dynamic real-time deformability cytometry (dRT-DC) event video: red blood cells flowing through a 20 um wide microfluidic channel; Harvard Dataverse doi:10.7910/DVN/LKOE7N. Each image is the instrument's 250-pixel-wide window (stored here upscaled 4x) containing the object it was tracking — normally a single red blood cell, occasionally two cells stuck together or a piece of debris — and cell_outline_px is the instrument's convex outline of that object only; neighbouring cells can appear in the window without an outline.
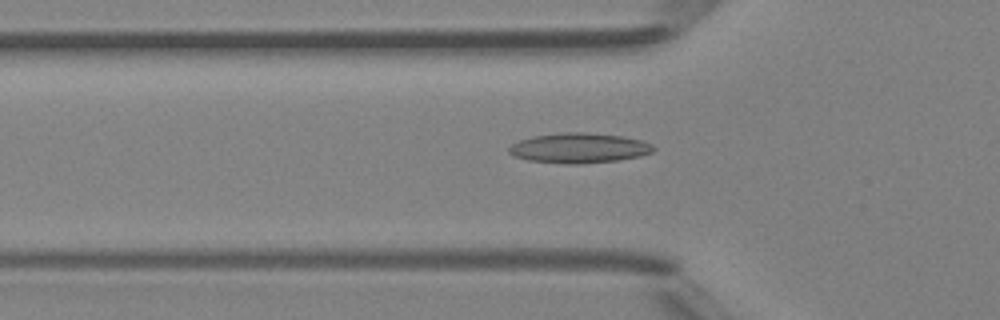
{"species": "Egyptian fruit bat (a non-hibernating species)", "species_latin": "Rousettus aegyptiacus", "temperature_condition": "room temperature", "stored_images_in_passage": 35, "camera_frame_rate_fps": 3000, "um_per_image_px": 0.085, "animal": {"sex": "female"}, "frame": {"image": 1, "passage_image": 8, "time_ms": 2.333, "image_size_px": [1000, 320], "cell_outline_px": [[656, 148], [652, 152], [640, 156], [616, 160], [580, 164], [568, 164], [528, 160], [512, 156], [508, 152], [508, 148], [512, 144], [520, 140], [532, 136], [564, 132], [584, 132], [620, 136], [640, 140], [652, 144]], "centroid_in_image_um": [49.19, 12.58], "position_along_channel_um": 76.6, "area_um2": 25.2}}
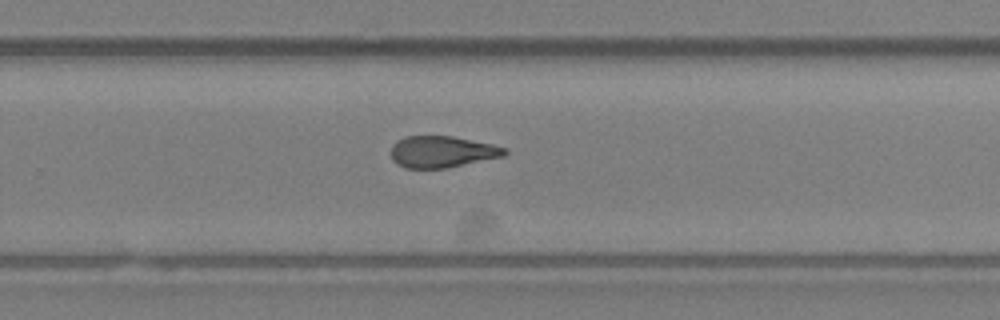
{"frame": {"image": 2, "passage_image": 23, "time_ms": 7.333, "image_size_px": [1000, 320], "cell_outline_px": [[508, 152], [504, 156], [448, 168], [404, 168], [396, 164], [392, 160], [392, 144], [396, 140], [404, 136], [452, 136], [492, 144], [508, 148]], "centroid_in_image_um": [37.57, 12.9], "position_along_channel_um": 292.2, "area_um2": 21.1}}
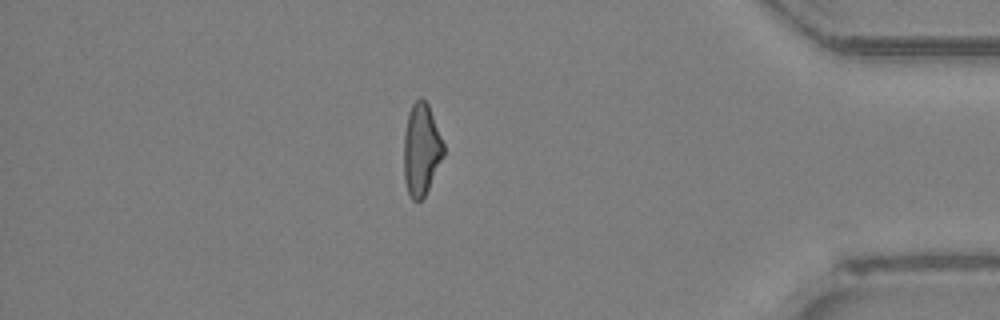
{"frame": {"image": 3, "passage_image": 33, "time_ms": 10.667, "image_size_px": [1000, 320], "cell_outline_px": [[444, 156], [424, 196], [420, 200], [412, 200], [408, 192], [404, 180], [404, 132], [408, 112], [412, 104], [420, 96], [428, 104], [444, 144]], "centroid_in_image_um": [35.8, 12.69], "position_along_channel_um": 399.4, "area_um2": 21.21}, "authors_computed_cell_mechanics": {"area_um2": 21.7328, "velocity_mm_per_s": 4.3211, "shape_relaxation_time_tau1_ms": null, "shape_relaxation_time_tau2_ms": 3.4601, "deformation_change_tau1": null, "deformation_change_tau2": 0.1345}}